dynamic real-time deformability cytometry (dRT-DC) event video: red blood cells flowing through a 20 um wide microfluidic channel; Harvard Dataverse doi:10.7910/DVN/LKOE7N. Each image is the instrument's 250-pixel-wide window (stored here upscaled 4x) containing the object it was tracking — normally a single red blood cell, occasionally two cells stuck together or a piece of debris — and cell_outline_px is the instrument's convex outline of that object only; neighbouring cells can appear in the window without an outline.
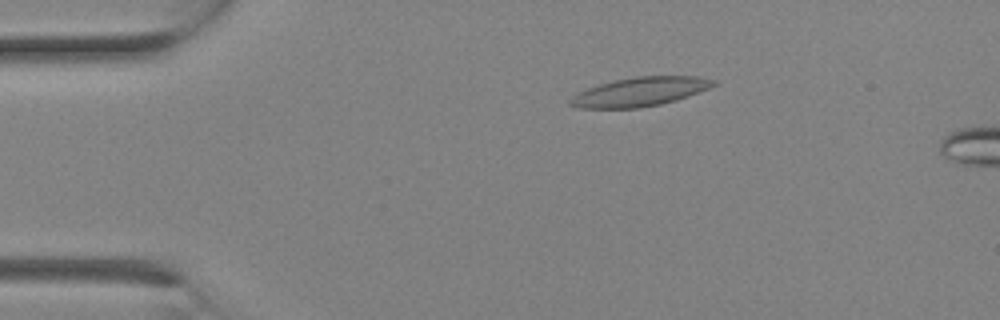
{"species": "Egyptian fruit bat (a non-hibernating species)", "species_latin": "Rousettus aegyptiacus", "temperature_condition": "room temperature", "stored_images_in_passage": 3, "camera_frame_rate_fps": 3000, "um_per_image_px": 0.085, "animal": {"sex": "female"}, "frame": {"image": 1, "passage_image": 2, "time_ms": 0.333, "image_size_px": [1000, 320], "cell_outline_px": [[720, 84], [700, 92], [676, 100], [660, 104], [640, 108], [580, 108], [568, 104], [568, 100], [572, 96], [588, 88], [600, 84], [632, 76], [700, 76], [716, 80]], "centroid_in_image_um": [54.46, 7.79], "position_along_channel_um": 30.5, "area_um2": 24.33}}